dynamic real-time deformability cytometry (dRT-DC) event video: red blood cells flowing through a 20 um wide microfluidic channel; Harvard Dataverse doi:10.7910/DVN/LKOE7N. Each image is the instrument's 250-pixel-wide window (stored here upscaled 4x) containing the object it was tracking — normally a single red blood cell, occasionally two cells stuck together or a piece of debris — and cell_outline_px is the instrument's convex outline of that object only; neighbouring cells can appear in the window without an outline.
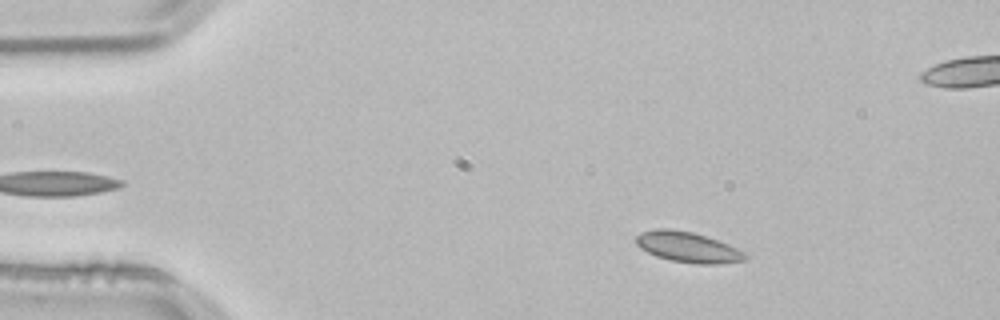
{"species": "common noctule bat (a hibernating species)", "species_latin": "Nyctalus noctula", "temperature_condition": "room temperature", "stored_images_in_passage": 45, "camera_frame_rate_fps": 3000, "um_per_image_px": 0.085, "animal": {"sex": "male", "body_mass_g": 21.5, "forearm_length_mm": 52.0}, "frame": {"image": 1, "passage_image": 8, "time_ms": 2.333, "image_size_px": [1000, 320], "cell_outline_px": [[748, 256], [744, 260], [720, 264], [696, 264], [672, 260], [656, 256], [640, 248], [636, 244], [636, 236], [640, 232], [652, 228], [668, 228], [692, 232], [728, 244], [744, 252]], "centroid_in_image_um": [58.43, 21.0], "position_along_channel_um": 26.6, "area_um2": 19.31}}
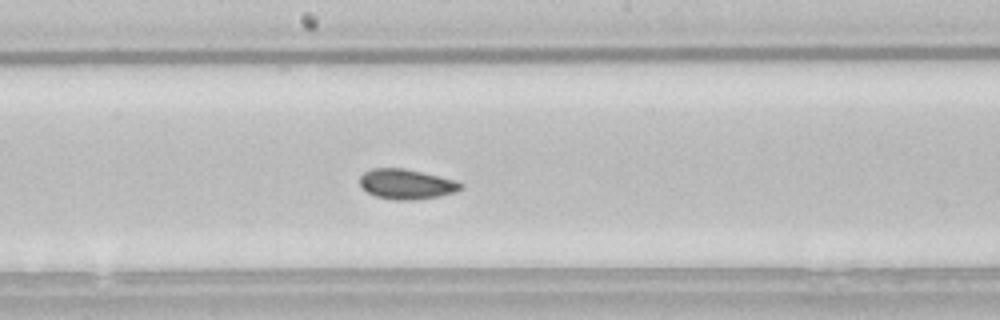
{"frame": {"image": 2, "passage_image": 28, "time_ms": 9.0, "image_size_px": [1000, 320], "cell_outline_px": [[464, 188], [456, 192], [440, 196], [416, 200], [396, 200], [376, 196], [368, 192], [360, 184], [360, 176], [364, 172], [372, 168], [404, 168], [456, 180], [464, 184]], "centroid_in_image_um": [34.59, 15.65], "position_along_channel_um": 213.6, "area_um2": 17.74}}
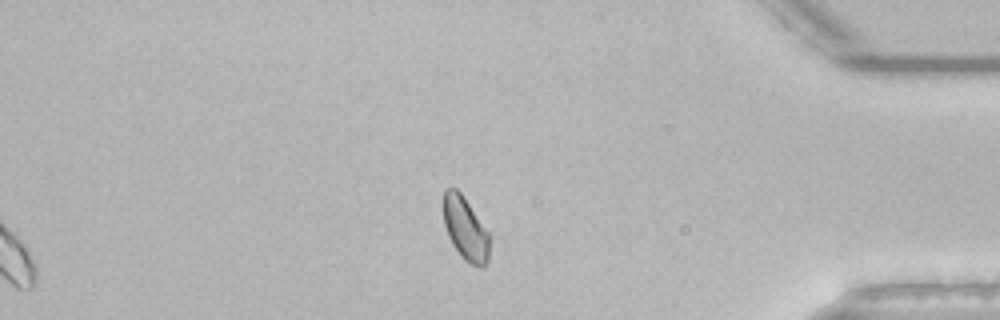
{"frame": {"image": 3, "passage_image": 45, "time_ms": 14.667, "image_size_px": [1000, 320], "cell_outline_px": [[492, 236], [488, 260], [484, 268], [480, 268], [468, 264], [460, 256], [452, 244], [448, 236], [444, 224], [440, 204], [444, 188], [456, 188], [460, 192]], "centroid_in_image_um": [39.54, 19.45], "position_along_channel_um": 395.7, "area_um2": 17.92}, "authors_computed_cell_mechanics": {"area_um2": 18.1492, "velocity_mm_per_s": 3.7817, "shape_relaxation_time_tau1_ms": 9.1589, "shape_relaxation_time_tau2_ms": null, "deformation_change_tau1": 0.07, "deformation_change_tau2": null}}